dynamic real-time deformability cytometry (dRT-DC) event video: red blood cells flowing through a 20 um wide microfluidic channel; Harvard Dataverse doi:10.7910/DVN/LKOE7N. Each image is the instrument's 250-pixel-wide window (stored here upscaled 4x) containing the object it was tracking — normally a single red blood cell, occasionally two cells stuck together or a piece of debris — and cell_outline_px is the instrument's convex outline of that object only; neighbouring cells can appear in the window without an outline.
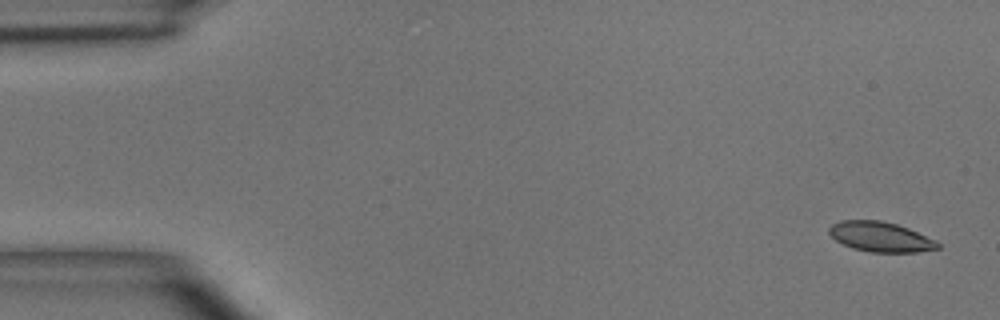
{"species": "common noctule bat (a hibernating species)", "species_latin": "Nyctalus noctula", "temperature_condition": "room temperature", "stored_images_in_passage": 6, "camera_frame_rate_fps": 3000, "um_per_image_px": 0.085, "animal": {"sex": "male", "body_mass_g": 15.6}, "frame": {"image": 1, "passage_image": 1, "time_ms": 0.0, "image_size_px": [1000, 320], "cell_outline_px": [[940, 248], [916, 252], [868, 252], [852, 248], [836, 240], [828, 232], [828, 228], [832, 224], [840, 220], [880, 220], [896, 224], [908, 228], [936, 240], [940, 244]], "centroid_in_image_um": [74.84, 20.13], "position_along_channel_um": 10.2, "area_um2": 18.96}}
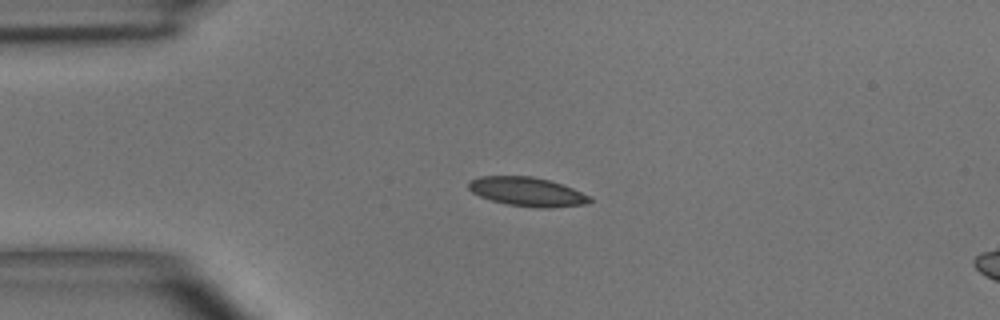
{"frame": {"image": 2, "passage_image": 4, "time_ms": 3.333, "image_size_px": [1000, 320], "cell_outline_px": [[592, 200], [588, 204], [548, 208], [536, 208], [508, 204], [492, 200], [480, 196], [472, 192], [468, 188], [468, 180], [480, 176], [532, 176], [548, 180], [572, 188], [592, 196]], "centroid_in_image_um": [44.82, 16.3], "position_along_channel_um": 40.2, "area_um2": 20.52}}
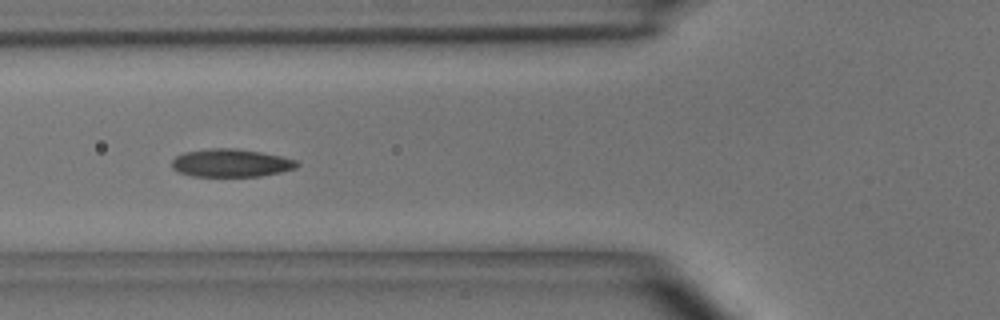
{"frame": {"image": 3, "passage_image": 6, "time_ms": 5.667, "image_size_px": [1000, 320], "cell_outline_px": [[300, 164], [296, 168], [280, 172], [260, 176], [192, 176], [180, 172], [172, 168], [172, 160], [176, 156], [184, 152], [208, 148], [236, 148], [260, 152], [280, 156], [296, 160]], "centroid_in_image_um": [19.62, 13.85], "position_along_channel_um": 106.2, "area_um2": 20.35}}